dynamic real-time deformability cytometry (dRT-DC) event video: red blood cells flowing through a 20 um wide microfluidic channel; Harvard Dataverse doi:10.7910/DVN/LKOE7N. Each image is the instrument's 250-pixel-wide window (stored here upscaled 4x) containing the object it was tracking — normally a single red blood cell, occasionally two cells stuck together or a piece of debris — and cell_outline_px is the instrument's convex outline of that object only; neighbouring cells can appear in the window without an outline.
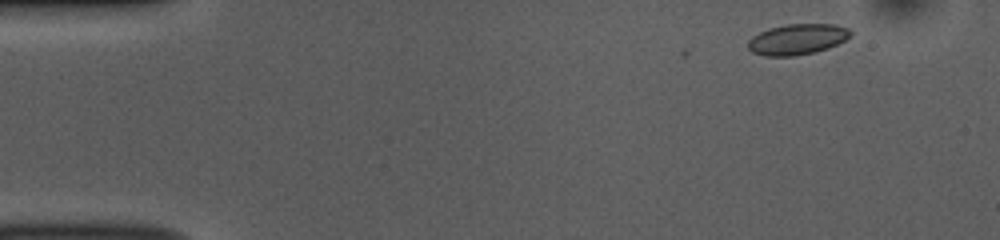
{"species": "common noctule bat (a hibernating species)", "species_latin": "Nyctalus noctula", "temperature_condition": "room temperature", "stored_images_in_passage": 3, "camera_frame_rate_fps": 3000, "um_per_image_px": 0.085, "animal": {"sex": "female", "body_mass_g": 10.0, "forearm_length_mm": 53.1}, "frame": {"image": 1, "passage_image": 3, "time_ms": 0.667, "image_size_px": [1000, 240], "cell_outline_px": [[852, 36], [828, 48], [816, 52], [792, 56], [764, 56], [752, 52], [748, 48], [748, 40], [752, 36], [768, 28], [784, 24], [836, 24], [848, 28], [852, 32]], "centroid_in_image_um": [67.76, 3.33], "position_along_channel_um": 17.2, "area_um2": 18.5}}